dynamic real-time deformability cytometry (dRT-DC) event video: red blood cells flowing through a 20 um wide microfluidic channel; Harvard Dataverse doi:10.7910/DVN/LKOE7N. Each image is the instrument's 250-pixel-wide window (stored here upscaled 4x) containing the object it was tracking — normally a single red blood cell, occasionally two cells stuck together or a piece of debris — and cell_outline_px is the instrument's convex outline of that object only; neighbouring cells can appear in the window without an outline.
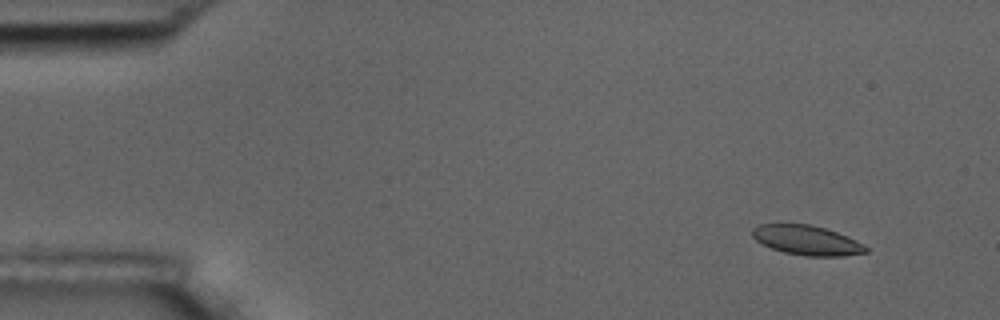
{"species": "common noctule bat (a hibernating species)", "species_latin": "Nyctalus noctula", "temperature_condition": "room temperature", "stored_images_in_passage": 4, "camera_frame_rate_fps": 3000, "um_per_image_px": 0.085, "animal": {"sex": "male", "body_mass_g": 17.5, "forearm_length_mm": 52.3}, "frame": {"image": 1, "passage_image": 1, "time_ms": 0.0, "image_size_px": [1000, 320], "cell_outline_px": [[868, 252], [844, 256], [804, 256], [784, 252], [772, 248], [756, 240], [752, 236], [752, 228], [760, 224], [812, 224], [848, 236], [856, 240], [868, 248]], "centroid_in_image_um": [68.59, 20.42], "position_along_channel_um": 16.4, "area_um2": 19.54}}
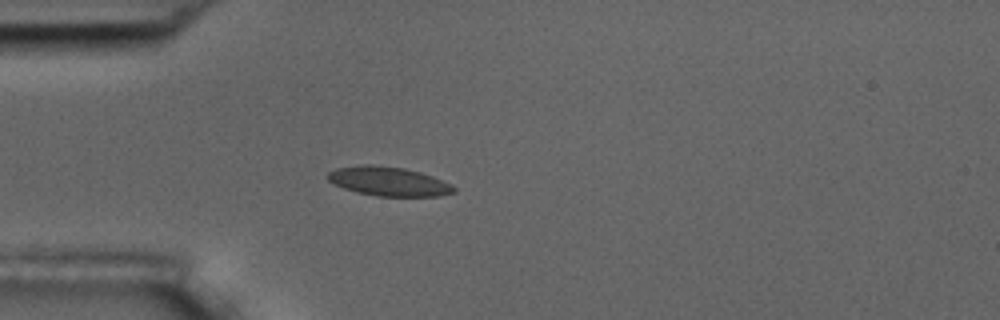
{"frame": {"image": 2, "passage_image": 4, "time_ms": 3.667, "image_size_px": [1000, 320], "cell_outline_px": [[456, 192], [440, 196], [376, 196], [356, 192], [344, 188], [328, 180], [324, 176], [328, 172], [336, 168], [360, 164], [372, 164], [404, 168], [420, 172], [432, 176], [452, 184], [456, 188]], "centroid_in_image_um": [33.02, 15.41], "position_along_channel_um": 52.0, "area_um2": 21.62}}